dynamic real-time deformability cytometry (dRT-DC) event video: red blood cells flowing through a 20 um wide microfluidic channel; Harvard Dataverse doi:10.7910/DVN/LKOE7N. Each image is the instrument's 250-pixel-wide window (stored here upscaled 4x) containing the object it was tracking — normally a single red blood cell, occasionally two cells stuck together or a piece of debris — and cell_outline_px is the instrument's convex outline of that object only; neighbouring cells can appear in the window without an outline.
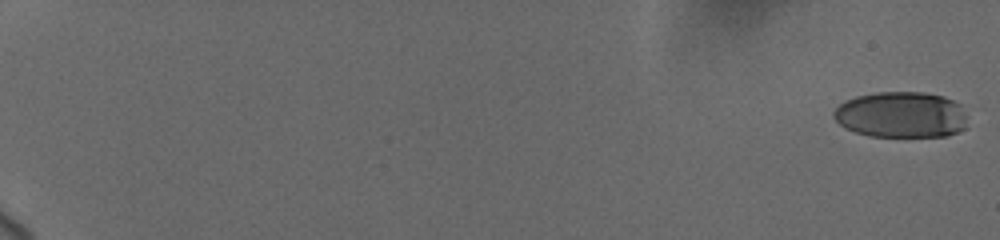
{"species": "human", "species_latin": "Homo sapiens", "temperature_condition": "cold", "stored_images_in_passage": 19, "camera_frame_rate_fps": 3000, "um_per_image_px": 0.085, "donor": {"sex": "female"}, "frame": {"image": 1, "passage_image": 1, "time_ms": 0.0, "image_size_px": [1000, 240], "cell_outline_px": [[964, 128], [948, 136], [868, 136], [856, 132], [840, 124], [832, 116], [832, 112], [844, 100], [856, 96], [876, 92], [924, 92], [944, 96], [952, 100], [956, 104], [964, 116]], "centroid_in_image_um": [76.53, 9.74], "position_along_channel_um": 8.5, "area_um2": 35.49}}
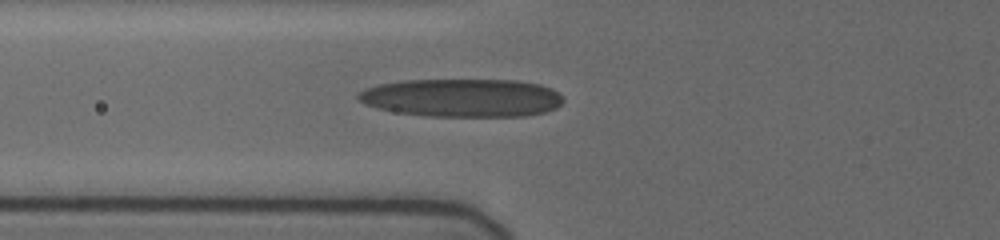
{"frame": {"image": 2, "passage_image": 9, "time_ms": 8.333, "image_size_px": [1000, 240], "cell_outline_px": [[564, 100], [556, 108], [544, 112], [524, 116], [428, 116], [400, 112], [380, 108], [364, 104], [356, 96], [364, 88], [380, 84], [404, 80], [516, 80], [540, 84], [552, 88]], "centroid_in_image_um": [39.3, 8.3], "position_along_channel_um": 86.5, "area_um2": 45.43}}
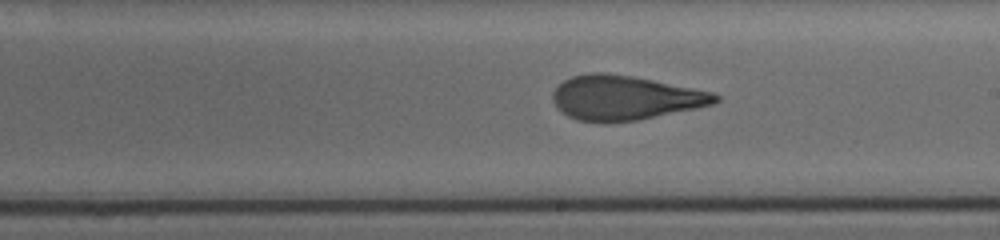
{"frame": {"image": 3, "passage_image": 19, "time_ms": 12.333, "image_size_px": [1000, 240], "cell_outline_px": [[720, 100], [712, 104], [696, 108], [636, 120], [604, 124], [576, 120], [560, 112], [556, 108], [552, 100], [552, 92], [564, 80], [572, 76], [588, 72], [604, 72], [632, 76], [716, 92], [720, 96]], "centroid_in_image_um": [53.08, 8.32], "position_along_channel_um": 235.9, "area_um2": 42.54}}